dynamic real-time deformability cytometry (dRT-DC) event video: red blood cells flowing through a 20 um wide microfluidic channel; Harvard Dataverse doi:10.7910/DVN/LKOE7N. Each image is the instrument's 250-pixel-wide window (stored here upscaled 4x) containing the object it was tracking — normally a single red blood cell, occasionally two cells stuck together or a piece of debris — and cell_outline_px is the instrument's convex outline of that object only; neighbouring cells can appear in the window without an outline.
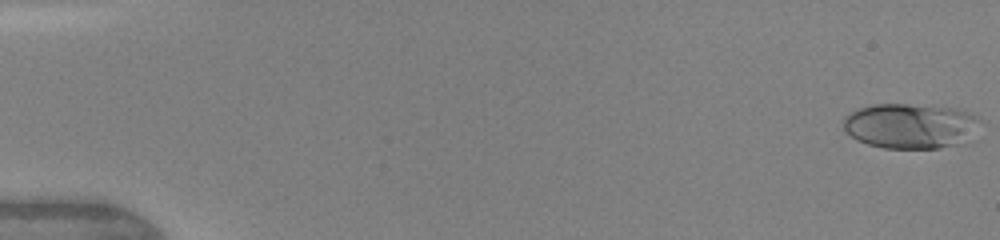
{"species": "human", "species_latin": "Homo sapiens", "temperature_condition": "warm", "stored_images_in_passage": 6, "camera_frame_rate_fps": 3000, "um_per_image_px": 0.085, "donor": {"sex": "female"}, "frame": {"image": 1, "passage_image": 1, "time_ms": 0.0, "image_size_px": [1000, 240], "cell_outline_px": [[980, 124], [968, 144], [940, 148], [884, 148], [868, 144], [856, 140], [844, 132], [844, 116], [856, 108], [872, 104], [908, 104], [956, 108], [968, 112], [976, 116], [980, 120]], "centroid_in_image_um": [77.41, 10.71], "position_along_channel_um": 7.6, "area_um2": 36.7}}
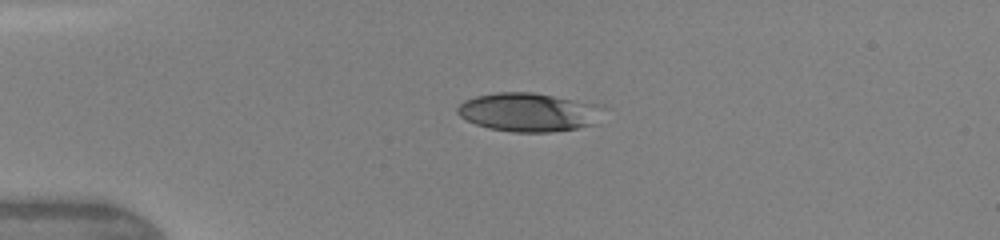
{"frame": {"image": 2, "passage_image": 4, "time_ms": 3.667, "image_size_px": [1000, 240], "cell_outline_px": [[608, 108], [596, 124], [576, 128], [552, 132], [512, 132], [488, 128], [476, 124], [460, 116], [456, 112], [456, 108], [464, 100], [476, 96], [496, 92], [532, 92], [604, 104]], "centroid_in_image_um": [45.03, 9.53], "position_along_channel_um": 40.0, "area_um2": 33.52}}
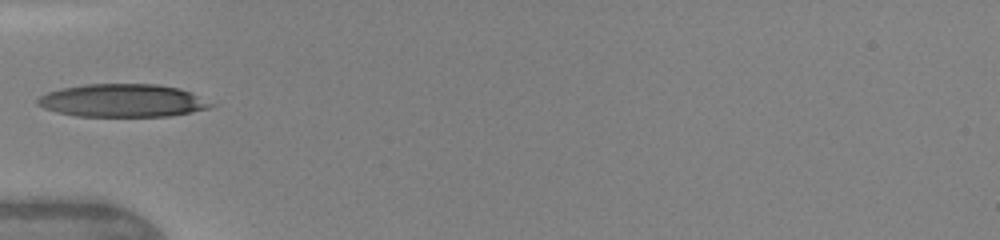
{"frame": {"image": 3, "passage_image": 6, "time_ms": 5.333, "image_size_px": [1000, 240], "cell_outline_px": [[216, 104], [208, 108], [168, 116], [76, 116], [56, 112], [44, 108], [36, 104], [36, 100], [40, 96], [48, 92], [64, 88], [84, 84], [156, 84], [180, 88]], "centroid_in_image_um": [10.39, 8.55], "position_along_channel_um": 74.6, "area_um2": 33.06}}